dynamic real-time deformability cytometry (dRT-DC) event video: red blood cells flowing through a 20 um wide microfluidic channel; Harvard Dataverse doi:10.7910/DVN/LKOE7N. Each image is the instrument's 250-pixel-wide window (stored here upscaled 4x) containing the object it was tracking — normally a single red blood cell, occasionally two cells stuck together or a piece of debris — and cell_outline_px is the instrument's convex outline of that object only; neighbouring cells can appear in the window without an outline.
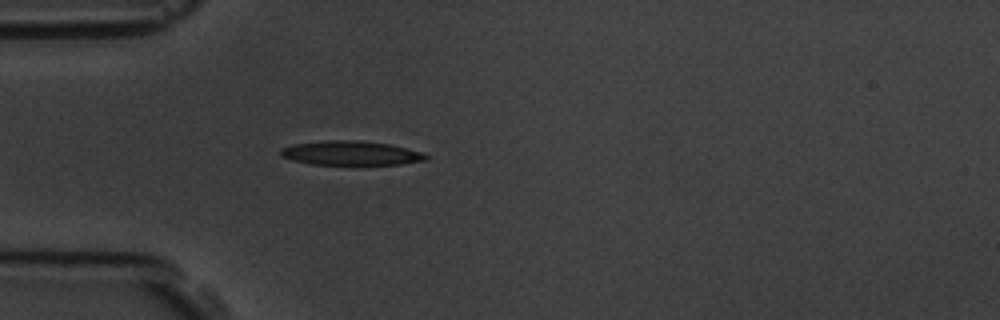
{"species": "common noctule bat (a hibernating species)", "species_latin": "Nyctalus noctula", "temperature_condition": "room temperature", "stored_images_in_passage": 1, "camera_frame_rate_fps": 3000, "um_per_image_px": 0.085, "animal": {"sex": "male", "body_mass_g": 19.5, "forearm_length_mm": 54.6}, "frame": {"image": 1, "passage_image": 1, "time_ms": 0.0, "image_size_px": [1000, 320], "cell_outline_px": [[428, 156], [424, 160], [400, 164], [308, 164], [292, 160], [280, 156], [280, 148], [292, 144], [328, 140], [360, 140], [388, 144], [408, 148], [424, 152]], "centroid_in_image_um": [29.78, 13.0], "position_along_channel_um": 55.2, "area_um2": 20.52}}